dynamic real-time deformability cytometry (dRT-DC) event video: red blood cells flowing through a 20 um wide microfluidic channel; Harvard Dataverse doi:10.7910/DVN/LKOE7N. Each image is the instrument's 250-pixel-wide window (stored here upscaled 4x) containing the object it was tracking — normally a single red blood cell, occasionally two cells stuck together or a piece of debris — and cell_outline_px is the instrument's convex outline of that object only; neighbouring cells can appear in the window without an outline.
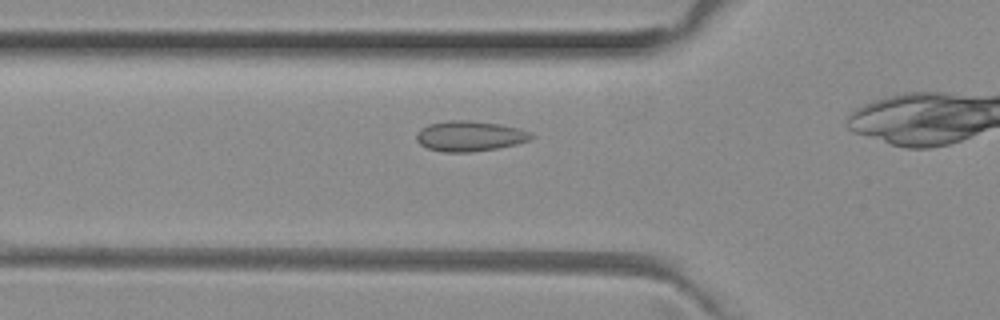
{"species": "common noctule bat (a hibernating species)", "species_latin": "Nyctalus noctula", "temperature_condition": "room temperature", "stored_images_in_passage": 28, "camera_frame_rate_fps": 3000, "um_per_image_px": 0.085, "animal": {"sex": "female", "body_mass_g": 29.2, "forearm_length_mm": 56.3}, "frame": {"image": 1, "passage_image": 6, "time_ms": 1.667, "image_size_px": [1000, 320], "cell_outline_px": [[536, 136], [528, 140], [516, 144], [496, 148], [468, 152], [444, 152], [428, 148], [420, 144], [416, 140], [416, 132], [420, 128], [428, 124], [448, 120], [468, 120], [500, 124], [520, 128]], "centroid_in_image_um": [39.89, 11.55], "position_along_channel_um": 85.9, "area_um2": 20.29}}
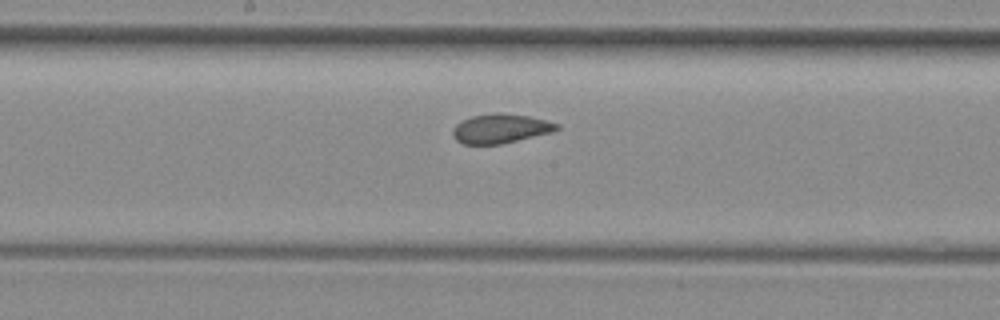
{"frame": {"image": 2, "passage_image": 15, "time_ms": 4.667, "image_size_px": [1000, 320], "cell_outline_px": [[560, 128], [552, 132], [500, 144], [464, 144], [456, 140], [452, 136], [452, 128], [456, 124], [472, 116], [500, 112], [528, 116], [560, 124]], "centroid_in_image_um": [42.53, 10.93], "position_along_channel_um": 205.7, "area_um2": 17.63}}
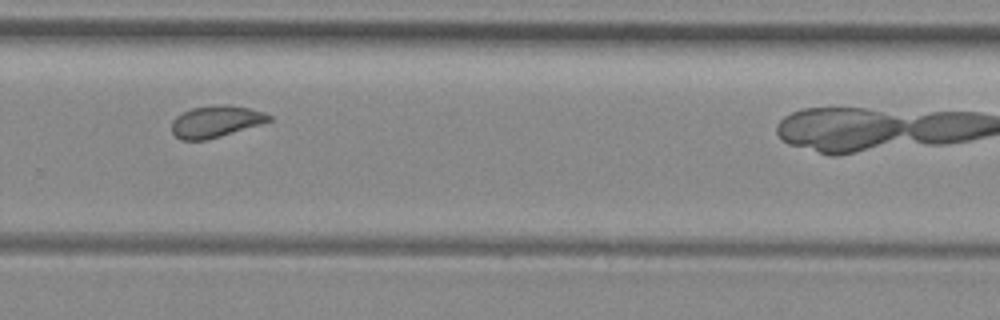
{"frame": {"image": 3, "passage_image": 23, "time_ms": 7.333, "image_size_px": [1000, 320], "cell_outline_px": [[272, 120], [260, 124], [208, 140], [180, 140], [172, 132], [172, 120], [176, 116], [192, 108], [216, 104], [228, 104], [248, 108], [264, 112], [272, 116]], "centroid_in_image_um": [18.33, 10.32], "position_along_channel_um": 311.5, "area_um2": 17.98}}